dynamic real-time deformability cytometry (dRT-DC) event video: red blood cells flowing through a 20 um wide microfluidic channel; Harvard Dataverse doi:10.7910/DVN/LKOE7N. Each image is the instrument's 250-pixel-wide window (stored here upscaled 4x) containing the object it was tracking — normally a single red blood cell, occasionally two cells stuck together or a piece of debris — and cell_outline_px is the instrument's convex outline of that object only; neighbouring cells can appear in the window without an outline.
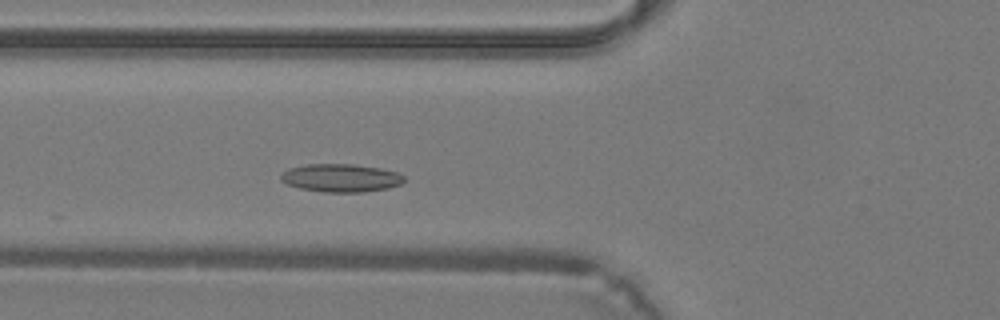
{"species": "common noctule bat (a hibernating species)", "species_latin": "Nyctalus noctula", "temperature_condition": "warm", "stored_images_in_passage": 33, "camera_frame_rate_fps": 3000, "um_per_image_px": 0.085, "animal": {"sex": "male", "body_mass_g": 19.2, "forearm_length_mm": 51.8}, "frame": {"image": 1, "passage_image": 8, "time_ms": 2.333, "image_size_px": [1000, 320], "cell_outline_px": [[404, 180], [400, 184], [388, 188], [364, 192], [324, 192], [300, 188], [288, 184], [280, 180], [280, 176], [288, 168], [308, 164], [352, 164], [380, 168], [396, 172], [404, 176]], "centroid_in_image_um": [28.97, 15.12], "position_along_channel_um": 96.8, "area_um2": 20.06}}
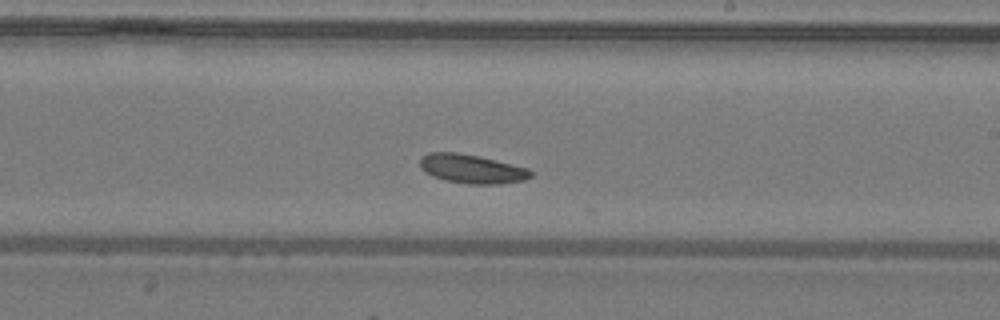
{"frame": {"image": 2, "passage_image": 17, "time_ms": 5.333, "image_size_px": [1000, 320], "cell_outline_px": [[532, 176], [524, 180], [500, 184], [468, 184], [444, 180], [432, 176], [424, 172], [420, 168], [420, 156], [428, 152], [456, 152], [480, 156], [528, 168], [532, 172]], "centroid_in_image_um": [40.06, 14.35], "position_along_channel_um": 248.9, "area_um2": 18.9}}
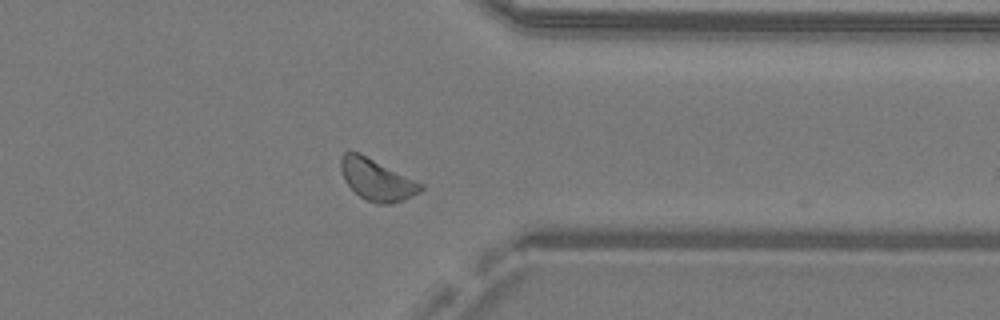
{"frame": {"image": 3, "passage_image": 25, "time_ms": 8.0, "image_size_px": [1000, 320], "cell_outline_px": [[424, 188], [420, 192], [404, 200], [392, 204], [376, 204], [364, 200], [344, 180], [340, 168], [340, 156], [344, 152], [360, 152], [424, 184]], "centroid_in_image_um": [32.03, 15.27], "position_along_channel_um": 379.4, "area_um2": 19.54}}